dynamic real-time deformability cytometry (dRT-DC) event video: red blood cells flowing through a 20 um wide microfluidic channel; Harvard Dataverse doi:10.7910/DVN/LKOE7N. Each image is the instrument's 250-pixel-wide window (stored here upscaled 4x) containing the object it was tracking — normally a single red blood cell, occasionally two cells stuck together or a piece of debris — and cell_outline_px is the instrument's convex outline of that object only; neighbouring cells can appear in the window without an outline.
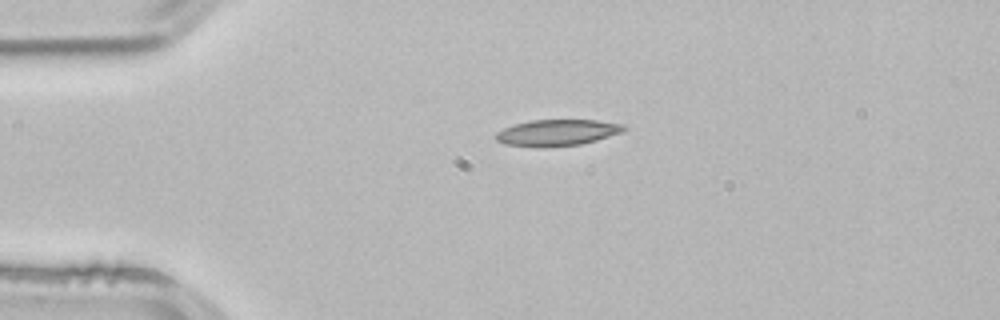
{"species": "common noctule bat (a hibernating species)", "species_latin": "Nyctalus noctula", "temperature_condition": "room temperature", "stored_images_in_passage": 1, "camera_frame_rate_fps": 3000, "um_per_image_px": 0.085, "animal": {"sex": "male", "body_mass_g": 21.5, "forearm_length_mm": 52.0}, "frame": {"image": 1, "passage_image": 1, "time_ms": 0.0, "image_size_px": [1000, 320], "cell_outline_px": [[628, 128], [624, 132], [596, 140], [580, 144], [504, 144], [496, 140], [496, 132], [512, 124], [532, 120], [596, 120], [628, 124]], "centroid_in_image_um": [47.48, 11.21], "position_along_channel_um": 37.5, "area_um2": 18.84}}